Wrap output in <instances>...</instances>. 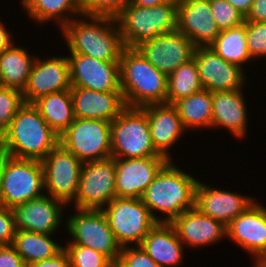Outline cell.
I'll use <instances>...</instances> for the list:
<instances>
[{
	"label": "cell",
	"instance_id": "9",
	"mask_svg": "<svg viewBox=\"0 0 266 267\" xmlns=\"http://www.w3.org/2000/svg\"><path fill=\"white\" fill-rule=\"evenodd\" d=\"M102 210L121 247L133 242L140 245L149 231L158 223L141 198L115 197Z\"/></svg>",
	"mask_w": 266,
	"mask_h": 267
},
{
	"label": "cell",
	"instance_id": "26",
	"mask_svg": "<svg viewBox=\"0 0 266 267\" xmlns=\"http://www.w3.org/2000/svg\"><path fill=\"white\" fill-rule=\"evenodd\" d=\"M140 246L160 267H176L181 263L184 254L183 243L174 226L167 222H158Z\"/></svg>",
	"mask_w": 266,
	"mask_h": 267
},
{
	"label": "cell",
	"instance_id": "8",
	"mask_svg": "<svg viewBox=\"0 0 266 267\" xmlns=\"http://www.w3.org/2000/svg\"><path fill=\"white\" fill-rule=\"evenodd\" d=\"M43 167L40 160L8 157L0 187V203L8 208L43 196Z\"/></svg>",
	"mask_w": 266,
	"mask_h": 267
},
{
	"label": "cell",
	"instance_id": "5",
	"mask_svg": "<svg viewBox=\"0 0 266 267\" xmlns=\"http://www.w3.org/2000/svg\"><path fill=\"white\" fill-rule=\"evenodd\" d=\"M178 8L169 4L140 7L129 4L117 17L124 47L135 48L141 42L177 30Z\"/></svg>",
	"mask_w": 266,
	"mask_h": 267
},
{
	"label": "cell",
	"instance_id": "47",
	"mask_svg": "<svg viewBox=\"0 0 266 267\" xmlns=\"http://www.w3.org/2000/svg\"><path fill=\"white\" fill-rule=\"evenodd\" d=\"M9 155L4 151V149L0 145V187H1V178H2V170L5 164L6 159Z\"/></svg>",
	"mask_w": 266,
	"mask_h": 267
},
{
	"label": "cell",
	"instance_id": "7",
	"mask_svg": "<svg viewBox=\"0 0 266 267\" xmlns=\"http://www.w3.org/2000/svg\"><path fill=\"white\" fill-rule=\"evenodd\" d=\"M59 144L82 163L111 158V122L75 118L59 136Z\"/></svg>",
	"mask_w": 266,
	"mask_h": 267
},
{
	"label": "cell",
	"instance_id": "14",
	"mask_svg": "<svg viewBox=\"0 0 266 267\" xmlns=\"http://www.w3.org/2000/svg\"><path fill=\"white\" fill-rule=\"evenodd\" d=\"M67 59L72 87L121 91L119 61H103L78 53H71Z\"/></svg>",
	"mask_w": 266,
	"mask_h": 267
},
{
	"label": "cell",
	"instance_id": "39",
	"mask_svg": "<svg viewBox=\"0 0 266 267\" xmlns=\"http://www.w3.org/2000/svg\"><path fill=\"white\" fill-rule=\"evenodd\" d=\"M122 267H160L140 246H124L117 262Z\"/></svg>",
	"mask_w": 266,
	"mask_h": 267
},
{
	"label": "cell",
	"instance_id": "42",
	"mask_svg": "<svg viewBox=\"0 0 266 267\" xmlns=\"http://www.w3.org/2000/svg\"><path fill=\"white\" fill-rule=\"evenodd\" d=\"M30 267H71L70 260L64 248L50 259L37 261Z\"/></svg>",
	"mask_w": 266,
	"mask_h": 267
},
{
	"label": "cell",
	"instance_id": "40",
	"mask_svg": "<svg viewBox=\"0 0 266 267\" xmlns=\"http://www.w3.org/2000/svg\"><path fill=\"white\" fill-rule=\"evenodd\" d=\"M15 232L16 229L11 208L0 203V246L12 245Z\"/></svg>",
	"mask_w": 266,
	"mask_h": 267
},
{
	"label": "cell",
	"instance_id": "44",
	"mask_svg": "<svg viewBox=\"0 0 266 267\" xmlns=\"http://www.w3.org/2000/svg\"><path fill=\"white\" fill-rule=\"evenodd\" d=\"M227 1L238 11H240L244 16H246L254 0H227Z\"/></svg>",
	"mask_w": 266,
	"mask_h": 267
},
{
	"label": "cell",
	"instance_id": "27",
	"mask_svg": "<svg viewBox=\"0 0 266 267\" xmlns=\"http://www.w3.org/2000/svg\"><path fill=\"white\" fill-rule=\"evenodd\" d=\"M35 60L25 49L9 46L0 54V86L23 91Z\"/></svg>",
	"mask_w": 266,
	"mask_h": 267
},
{
	"label": "cell",
	"instance_id": "29",
	"mask_svg": "<svg viewBox=\"0 0 266 267\" xmlns=\"http://www.w3.org/2000/svg\"><path fill=\"white\" fill-rule=\"evenodd\" d=\"M52 234H43L25 230H16L12 246L25 262L26 266L50 259L59 253L63 247L57 245L51 238Z\"/></svg>",
	"mask_w": 266,
	"mask_h": 267
},
{
	"label": "cell",
	"instance_id": "20",
	"mask_svg": "<svg viewBox=\"0 0 266 267\" xmlns=\"http://www.w3.org/2000/svg\"><path fill=\"white\" fill-rule=\"evenodd\" d=\"M227 236L255 258L266 257V208L254 202L227 225Z\"/></svg>",
	"mask_w": 266,
	"mask_h": 267
},
{
	"label": "cell",
	"instance_id": "49",
	"mask_svg": "<svg viewBox=\"0 0 266 267\" xmlns=\"http://www.w3.org/2000/svg\"><path fill=\"white\" fill-rule=\"evenodd\" d=\"M255 264L254 267H266V257H262V258H254Z\"/></svg>",
	"mask_w": 266,
	"mask_h": 267
},
{
	"label": "cell",
	"instance_id": "32",
	"mask_svg": "<svg viewBox=\"0 0 266 267\" xmlns=\"http://www.w3.org/2000/svg\"><path fill=\"white\" fill-rule=\"evenodd\" d=\"M23 8L36 22L44 23L54 18L61 29L71 21V17L65 16L73 13L81 16L77 0H22Z\"/></svg>",
	"mask_w": 266,
	"mask_h": 267
},
{
	"label": "cell",
	"instance_id": "1",
	"mask_svg": "<svg viewBox=\"0 0 266 267\" xmlns=\"http://www.w3.org/2000/svg\"><path fill=\"white\" fill-rule=\"evenodd\" d=\"M59 144V135L47 124L33 103H25L7 130L0 145L13 158L42 161Z\"/></svg>",
	"mask_w": 266,
	"mask_h": 267
},
{
	"label": "cell",
	"instance_id": "23",
	"mask_svg": "<svg viewBox=\"0 0 266 267\" xmlns=\"http://www.w3.org/2000/svg\"><path fill=\"white\" fill-rule=\"evenodd\" d=\"M171 224L182 243L192 247L207 246L227 235V226L201 213L196 207L184 211Z\"/></svg>",
	"mask_w": 266,
	"mask_h": 267
},
{
	"label": "cell",
	"instance_id": "38",
	"mask_svg": "<svg viewBox=\"0 0 266 267\" xmlns=\"http://www.w3.org/2000/svg\"><path fill=\"white\" fill-rule=\"evenodd\" d=\"M246 44L252 59L266 56V22H246Z\"/></svg>",
	"mask_w": 266,
	"mask_h": 267
},
{
	"label": "cell",
	"instance_id": "50",
	"mask_svg": "<svg viewBox=\"0 0 266 267\" xmlns=\"http://www.w3.org/2000/svg\"><path fill=\"white\" fill-rule=\"evenodd\" d=\"M110 267H122V266H120V265L116 262V263H113Z\"/></svg>",
	"mask_w": 266,
	"mask_h": 267
},
{
	"label": "cell",
	"instance_id": "3",
	"mask_svg": "<svg viewBox=\"0 0 266 267\" xmlns=\"http://www.w3.org/2000/svg\"><path fill=\"white\" fill-rule=\"evenodd\" d=\"M199 180L181 171L169 161L156 175L141 197L157 222L171 223L184 211L195 207L196 188ZM154 210L166 218L155 217Z\"/></svg>",
	"mask_w": 266,
	"mask_h": 267
},
{
	"label": "cell",
	"instance_id": "2",
	"mask_svg": "<svg viewBox=\"0 0 266 267\" xmlns=\"http://www.w3.org/2000/svg\"><path fill=\"white\" fill-rule=\"evenodd\" d=\"M120 86L126 107L142 108L166 103L168 76L135 48L124 47L120 60Z\"/></svg>",
	"mask_w": 266,
	"mask_h": 267
},
{
	"label": "cell",
	"instance_id": "31",
	"mask_svg": "<svg viewBox=\"0 0 266 267\" xmlns=\"http://www.w3.org/2000/svg\"><path fill=\"white\" fill-rule=\"evenodd\" d=\"M209 47L227 62L242 67V64L252 59L246 44V22L238 27L221 30Z\"/></svg>",
	"mask_w": 266,
	"mask_h": 267
},
{
	"label": "cell",
	"instance_id": "43",
	"mask_svg": "<svg viewBox=\"0 0 266 267\" xmlns=\"http://www.w3.org/2000/svg\"><path fill=\"white\" fill-rule=\"evenodd\" d=\"M245 22H266V0H254Z\"/></svg>",
	"mask_w": 266,
	"mask_h": 267
},
{
	"label": "cell",
	"instance_id": "6",
	"mask_svg": "<svg viewBox=\"0 0 266 267\" xmlns=\"http://www.w3.org/2000/svg\"><path fill=\"white\" fill-rule=\"evenodd\" d=\"M160 155L153 146L147 114L126 107L111 122V157L146 158Z\"/></svg>",
	"mask_w": 266,
	"mask_h": 267
},
{
	"label": "cell",
	"instance_id": "36",
	"mask_svg": "<svg viewBox=\"0 0 266 267\" xmlns=\"http://www.w3.org/2000/svg\"><path fill=\"white\" fill-rule=\"evenodd\" d=\"M131 0H77L81 16H104L116 18Z\"/></svg>",
	"mask_w": 266,
	"mask_h": 267
},
{
	"label": "cell",
	"instance_id": "10",
	"mask_svg": "<svg viewBox=\"0 0 266 267\" xmlns=\"http://www.w3.org/2000/svg\"><path fill=\"white\" fill-rule=\"evenodd\" d=\"M67 220V230L73 240L68 244L83 245L118 262L121 245L117 242L102 209H77Z\"/></svg>",
	"mask_w": 266,
	"mask_h": 267
},
{
	"label": "cell",
	"instance_id": "12",
	"mask_svg": "<svg viewBox=\"0 0 266 267\" xmlns=\"http://www.w3.org/2000/svg\"><path fill=\"white\" fill-rule=\"evenodd\" d=\"M44 189L48 196L65 204L74 201L79 187L83 163L71 152L58 144L41 161Z\"/></svg>",
	"mask_w": 266,
	"mask_h": 267
},
{
	"label": "cell",
	"instance_id": "11",
	"mask_svg": "<svg viewBox=\"0 0 266 267\" xmlns=\"http://www.w3.org/2000/svg\"><path fill=\"white\" fill-rule=\"evenodd\" d=\"M114 158L83 163L75 198L76 209H102L115 197Z\"/></svg>",
	"mask_w": 266,
	"mask_h": 267
},
{
	"label": "cell",
	"instance_id": "45",
	"mask_svg": "<svg viewBox=\"0 0 266 267\" xmlns=\"http://www.w3.org/2000/svg\"><path fill=\"white\" fill-rule=\"evenodd\" d=\"M10 39V34L6 31L0 21V54L5 51L9 46L14 44Z\"/></svg>",
	"mask_w": 266,
	"mask_h": 267
},
{
	"label": "cell",
	"instance_id": "34",
	"mask_svg": "<svg viewBox=\"0 0 266 267\" xmlns=\"http://www.w3.org/2000/svg\"><path fill=\"white\" fill-rule=\"evenodd\" d=\"M24 104L23 91L0 86V136L10 126L16 113Z\"/></svg>",
	"mask_w": 266,
	"mask_h": 267
},
{
	"label": "cell",
	"instance_id": "35",
	"mask_svg": "<svg viewBox=\"0 0 266 267\" xmlns=\"http://www.w3.org/2000/svg\"><path fill=\"white\" fill-rule=\"evenodd\" d=\"M64 250L71 267H110L113 264L107 256L83 245L67 244Z\"/></svg>",
	"mask_w": 266,
	"mask_h": 267
},
{
	"label": "cell",
	"instance_id": "17",
	"mask_svg": "<svg viewBox=\"0 0 266 267\" xmlns=\"http://www.w3.org/2000/svg\"><path fill=\"white\" fill-rule=\"evenodd\" d=\"M71 87L67 56H54L44 61L37 58L28 84L23 90L24 101L33 103L44 95L68 90Z\"/></svg>",
	"mask_w": 266,
	"mask_h": 267
},
{
	"label": "cell",
	"instance_id": "41",
	"mask_svg": "<svg viewBox=\"0 0 266 267\" xmlns=\"http://www.w3.org/2000/svg\"><path fill=\"white\" fill-rule=\"evenodd\" d=\"M0 267H26V265L12 245H1Z\"/></svg>",
	"mask_w": 266,
	"mask_h": 267
},
{
	"label": "cell",
	"instance_id": "37",
	"mask_svg": "<svg viewBox=\"0 0 266 267\" xmlns=\"http://www.w3.org/2000/svg\"><path fill=\"white\" fill-rule=\"evenodd\" d=\"M209 5L220 31L238 27L245 22V16L227 0H209Z\"/></svg>",
	"mask_w": 266,
	"mask_h": 267
},
{
	"label": "cell",
	"instance_id": "46",
	"mask_svg": "<svg viewBox=\"0 0 266 267\" xmlns=\"http://www.w3.org/2000/svg\"><path fill=\"white\" fill-rule=\"evenodd\" d=\"M131 4L140 7H153L162 4L160 0H131Z\"/></svg>",
	"mask_w": 266,
	"mask_h": 267
},
{
	"label": "cell",
	"instance_id": "48",
	"mask_svg": "<svg viewBox=\"0 0 266 267\" xmlns=\"http://www.w3.org/2000/svg\"><path fill=\"white\" fill-rule=\"evenodd\" d=\"M184 0H160L162 4H169L173 5L178 8V6L183 2Z\"/></svg>",
	"mask_w": 266,
	"mask_h": 267
},
{
	"label": "cell",
	"instance_id": "4",
	"mask_svg": "<svg viewBox=\"0 0 266 267\" xmlns=\"http://www.w3.org/2000/svg\"><path fill=\"white\" fill-rule=\"evenodd\" d=\"M83 17L89 18L91 22L73 18L62 28L70 53L103 61H119L124 44L116 18L93 15Z\"/></svg>",
	"mask_w": 266,
	"mask_h": 267
},
{
	"label": "cell",
	"instance_id": "15",
	"mask_svg": "<svg viewBox=\"0 0 266 267\" xmlns=\"http://www.w3.org/2000/svg\"><path fill=\"white\" fill-rule=\"evenodd\" d=\"M118 198H141L159 171L170 161L164 156L114 158Z\"/></svg>",
	"mask_w": 266,
	"mask_h": 267
},
{
	"label": "cell",
	"instance_id": "28",
	"mask_svg": "<svg viewBox=\"0 0 266 267\" xmlns=\"http://www.w3.org/2000/svg\"><path fill=\"white\" fill-rule=\"evenodd\" d=\"M33 104L47 124L59 136L75 119L70 89L44 95Z\"/></svg>",
	"mask_w": 266,
	"mask_h": 267
},
{
	"label": "cell",
	"instance_id": "30",
	"mask_svg": "<svg viewBox=\"0 0 266 267\" xmlns=\"http://www.w3.org/2000/svg\"><path fill=\"white\" fill-rule=\"evenodd\" d=\"M173 105L177 108L185 129L201 126V128H212V92L203 89L179 99Z\"/></svg>",
	"mask_w": 266,
	"mask_h": 267
},
{
	"label": "cell",
	"instance_id": "25",
	"mask_svg": "<svg viewBox=\"0 0 266 267\" xmlns=\"http://www.w3.org/2000/svg\"><path fill=\"white\" fill-rule=\"evenodd\" d=\"M242 89L212 92V127H226L243 138L247 131V108Z\"/></svg>",
	"mask_w": 266,
	"mask_h": 267
},
{
	"label": "cell",
	"instance_id": "19",
	"mask_svg": "<svg viewBox=\"0 0 266 267\" xmlns=\"http://www.w3.org/2000/svg\"><path fill=\"white\" fill-rule=\"evenodd\" d=\"M177 30L196 47L209 46L220 33L209 0H184L178 6Z\"/></svg>",
	"mask_w": 266,
	"mask_h": 267
},
{
	"label": "cell",
	"instance_id": "18",
	"mask_svg": "<svg viewBox=\"0 0 266 267\" xmlns=\"http://www.w3.org/2000/svg\"><path fill=\"white\" fill-rule=\"evenodd\" d=\"M65 203L45 194L11 208L16 230L53 234L61 223Z\"/></svg>",
	"mask_w": 266,
	"mask_h": 267
},
{
	"label": "cell",
	"instance_id": "16",
	"mask_svg": "<svg viewBox=\"0 0 266 267\" xmlns=\"http://www.w3.org/2000/svg\"><path fill=\"white\" fill-rule=\"evenodd\" d=\"M193 58L205 90L222 92L242 89L246 78L242 67L227 62L209 46L196 47Z\"/></svg>",
	"mask_w": 266,
	"mask_h": 267
},
{
	"label": "cell",
	"instance_id": "33",
	"mask_svg": "<svg viewBox=\"0 0 266 267\" xmlns=\"http://www.w3.org/2000/svg\"><path fill=\"white\" fill-rule=\"evenodd\" d=\"M195 59L180 65L168 76L166 103L174 104L179 99L203 90Z\"/></svg>",
	"mask_w": 266,
	"mask_h": 267
},
{
	"label": "cell",
	"instance_id": "13",
	"mask_svg": "<svg viewBox=\"0 0 266 267\" xmlns=\"http://www.w3.org/2000/svg\"><path fill=\"white\" fill-rule=\"evenodd\" d=\"M155 68L169 76L193 59L196 46L178 30L161 34L135 47Z\"/></svg>",
	"mask_w": 266,
	"mask_h": 267
},
{
	"label": "cell",
	"instance_id": "24",
	"mask_svg": "<svg viewBox=\"0 0 266 267\" xmlns=\"http://www.w3.org/2000/svg\"><path fill=\"white\" fill-rule=\"evenodd\" d=\"M149 122L151 140L156 151L171 161L168 149L182 136L183 127L173 104H151L141 108Z\"/></svg>",
	"mask_w": 266,
	"mask_h": 267
},
{
	"label": "cell",
	"instance_id": "21",
	"mask_svg": "<svg viewBox=\"0 0 266 267\" xmlns=\"http://www.w3.org/2000/svg\"><path fill=\"white\" fill-rule=\"evenodd\" d=\"M75 118L112 122L125 108L122 91L101 92L71 87Z\"/></svg>",
	"mask_w": 266,
	"mask_h": 267
},
{
	"label": "cell",
	"instance_id": "22",
	"mask_svg": "<svg viewBox=\"0 0 266 267\" xmlns=\"http://www.w3.org/2000/svg\"><path fill=\"white\" fill-rule=\"evenodd\" d=\"M252 199L234 192L214 189L198 182L195 207L201 213L221 221L227 226L254 203Z\"/></svg>",
	"mask_w": 266,
	"mask_h": 267
}]
</instances>
